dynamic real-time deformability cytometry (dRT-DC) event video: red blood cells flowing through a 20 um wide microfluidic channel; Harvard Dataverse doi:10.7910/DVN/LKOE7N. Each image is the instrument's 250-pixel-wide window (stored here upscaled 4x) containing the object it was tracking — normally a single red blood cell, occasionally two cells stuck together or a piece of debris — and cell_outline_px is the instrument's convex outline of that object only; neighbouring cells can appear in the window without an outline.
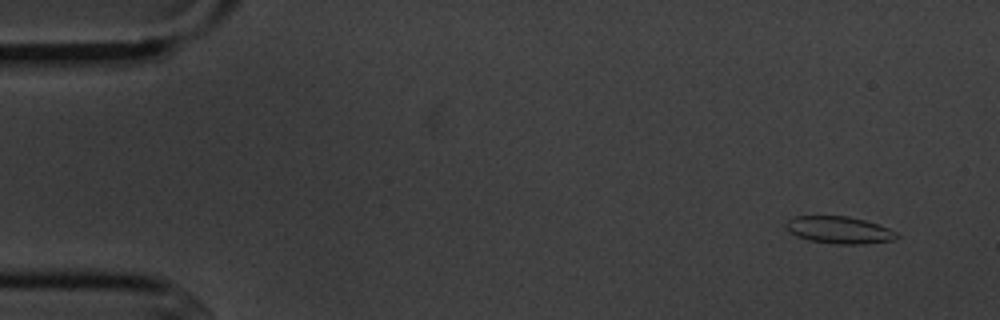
{"species": "common noctule bat (a hibernating species)", "species_latin": "Nyctalus noctula", "temperature_condition": "cold", "stored_images_in_passage": 7, "camera_frame_rate_fps": 3000, "um_per_image_px": 0.085, "animal": {"sex": "male", "body_mass_g": 20.1, "forearm_length_mm": 53.5}, "frame": {"image": 1, "passage_image": 1, "time_ms": 0.0, "image_size_px": [1000, 320], "cell_outline_px": [[900, 236], [892, 240], [864, 244], [836, 244], [808, 240], [796, 236], [788, 232], [784, 228], [784, 224], [788, 220], [796, 216], [848, 216], [864, 220], [888, 228], [896, 232]], "centroid_in_image_um": [71.28, 19.55], "position_along_channel_um": 13.7, "area_um2": 17.57}}
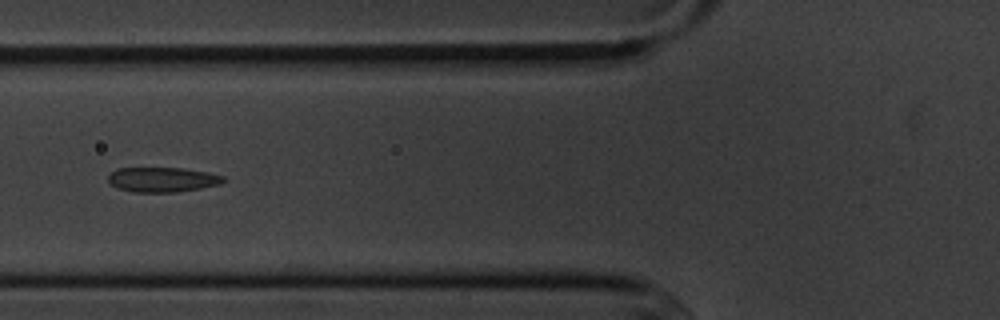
{"frame": {"image": 2, "passage_image": 5, "time_ms": 5.667, "image_size_px": [1000, 320], "cell_outline_px": [[224, 180], [220, 184], [200, 188], [176, 192], [132, 192], [116, 188], [108, 184], [108, 176], [116, 168], [184, 168], [208, 172], [224, 176]], "centroid_in_image_um": [13.76, 15.26], "position_along_channel_um": 112.0, "area_um2": 16.76}}
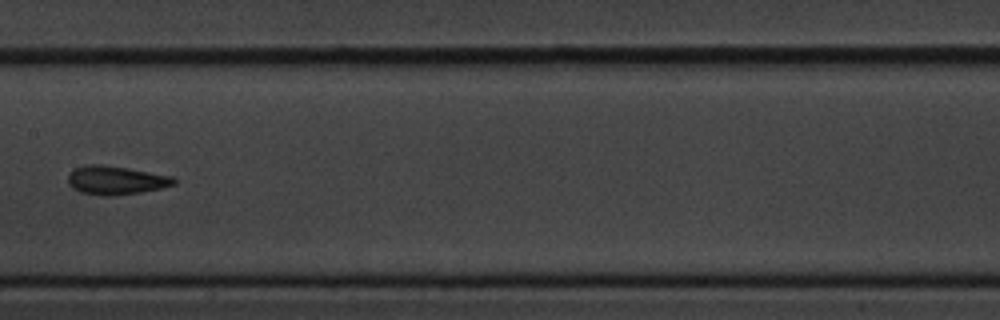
{"frame": {"image": 3, "passage_image": 7, "time_ms": 8.0, "image_size_px": [1000, 320], "cell_outline_px": [[176, 184], [160, 188], [140, 192], [112, 196], [100, 196], [80, 192], [72, 188], [68, 184], [68, 176], [72, 168], [84, 164], [104, 164], [128, 168], [172, 176], [176, 180]], "centroid_in_image_um": [9.79, 15.31], "position_along_channel_um": 197.6, "area_um2": 17.92}}